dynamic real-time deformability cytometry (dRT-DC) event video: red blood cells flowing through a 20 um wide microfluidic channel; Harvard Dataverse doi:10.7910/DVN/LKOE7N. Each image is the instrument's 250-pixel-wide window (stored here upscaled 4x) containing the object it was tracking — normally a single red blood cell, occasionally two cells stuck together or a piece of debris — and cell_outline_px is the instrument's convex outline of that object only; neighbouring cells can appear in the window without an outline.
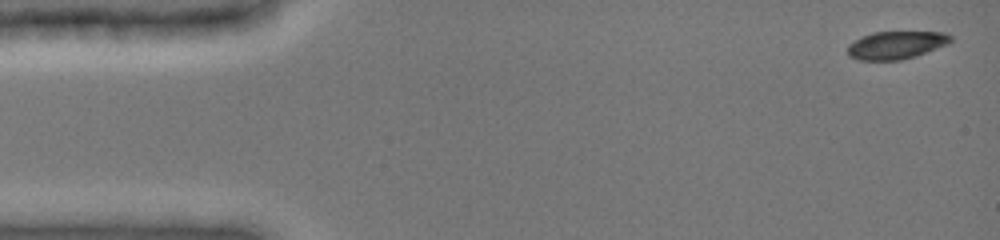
{"species": "common noctule bat (a hibernating species)", "species_latin": "Nyctalus noctula", "temperature_condition": "cold", "stored_images_in_passage": 7, "camera_frame_rate_fps": 3000, "um_per_image_px": 0.085, "animal": {"sex": "female", "body_mass_g": 19.0, "forearm_length_mm": 51.5}, "frame": {"image": 1, "passage_image": 1, "time_ms": 0.0, "image_size_px": [1000, 240], "cell_outline_px": [[952, 40], [948, 44], [916, 56], [900, 60], [860, 60], [848, 56], [848, 44], [872, 32], [944, 32], [952, 36]], "centroid_in_image_um": [76.19, 3.83], "position_along_channel_um": 8.8, "area_um2": 16.65}}
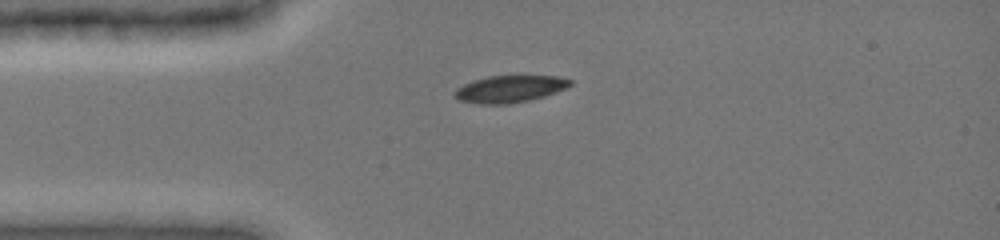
{"frame": {"image": 2, "passage_image": 6, "time_ms": 3.333, "image_size_px": [1000, 240], "cell_outline_px": [[572, 84], [564, 88], [544, 96], [528, 100], [508, 104], [480, 104], [460, 100], [452, 96], [452, 92], [456, 88], [472, 80], [488, 76], [556, 76], [572, 80]], "centroid_in_image_um": [43.26, 7.56], "position_along_channel_um": 41.7, "area_um2": 18.09}}